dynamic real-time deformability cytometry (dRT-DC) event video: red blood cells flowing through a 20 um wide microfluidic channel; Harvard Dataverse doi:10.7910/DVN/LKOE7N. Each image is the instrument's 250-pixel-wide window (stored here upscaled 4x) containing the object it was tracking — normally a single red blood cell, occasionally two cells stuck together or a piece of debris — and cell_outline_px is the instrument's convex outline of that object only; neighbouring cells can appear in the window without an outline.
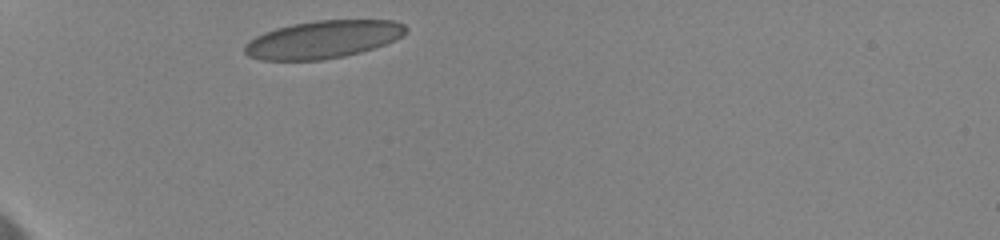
{"species": "human", "species_latin": "Homo sapiens", "temperature_condition": "cold", "stored_images_in_passage": 44, "camera_frame_rate_fps": 3000, "um_per_image_px": 0.085, "donor": {"sex": "female"}, "frame": {"image": 1, "passage_image": 1, "time_ms": 0.0, "image_size_px": [1000, 240], "cell_outline_px": [[408, 28], [396, 40], [360, 52], [344, 56], [320, 60], [260, 60], [248, 56], [244, 52], [244, 44], [248, 40], [264, 32], [276, 28], [292, 24], [316, 20], [392, 20], [404, 24]], "centroid_in_image_um": [27.41, 3.35], "position_along_channel_um": 57.6, "area_um2": 35.37}}
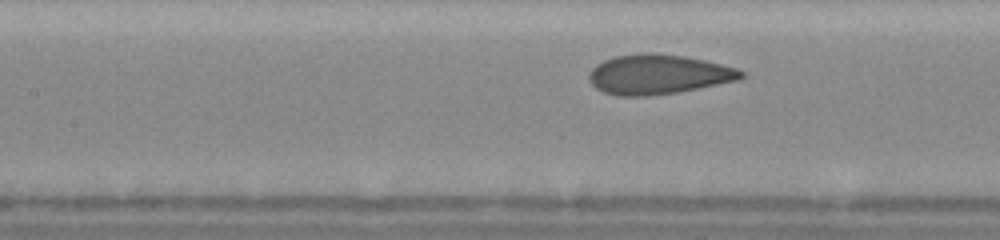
{"frame": {"image": 2, "passage_image": 17, "time_ms": 3.333, "image_size_px": [1000, 240], "cell_outline_px": [[744, 76], [740, 80], [676, 92], [648, 96], [616, 96], [604, 92], [596, 88], [592, 84], [588, 76], [592, 68], [596, 64], [604, 60], [616, 56], [644, 52], [656, 52], [684, 56], [704, 60], [736, 68], [744, 72]], "centroid_in_image_um": [55.94, 6.32], "position_along_channel_um": 151.5, "area_um2": 35.2}}
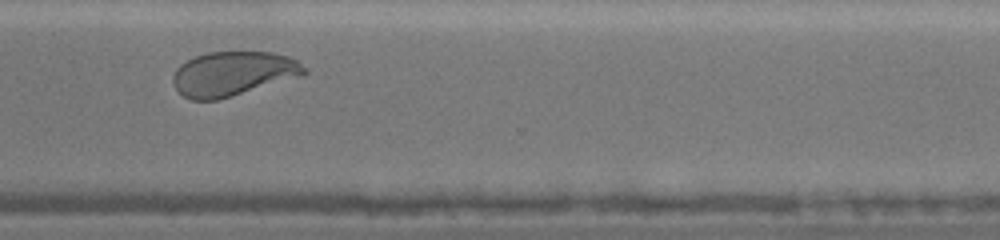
{"frame": {"image": 3, "passage_image": 42, "time_ms": 9.0, "image_size_px": [1000, 240], "cell_outline_px": [[308, 72], [296, 76], [232, 96], [216, 100], [192, 100], [184, 96], [172, 84], [172, 76], [176, 68], [180, 64], [196, 56], [208, 52], [272, 52], [288, 56], [296, 60], [308, 68]], "centroid_in_image_um": [19.75, 6.25], "position_along_channel_um": 350.8, "area_um2": 33.52}, "authors_computed_cell_mechanics": {"area_um2": 34.2754, "velocity_mm_per_s": 3.5289, "shape_relaxation_time_tau1_ms": 3.4277, "shape_relaxation_time_tau2_ms": null, "deformation_change_tau1": 0.1197, "deformation_change_tau2": null}}